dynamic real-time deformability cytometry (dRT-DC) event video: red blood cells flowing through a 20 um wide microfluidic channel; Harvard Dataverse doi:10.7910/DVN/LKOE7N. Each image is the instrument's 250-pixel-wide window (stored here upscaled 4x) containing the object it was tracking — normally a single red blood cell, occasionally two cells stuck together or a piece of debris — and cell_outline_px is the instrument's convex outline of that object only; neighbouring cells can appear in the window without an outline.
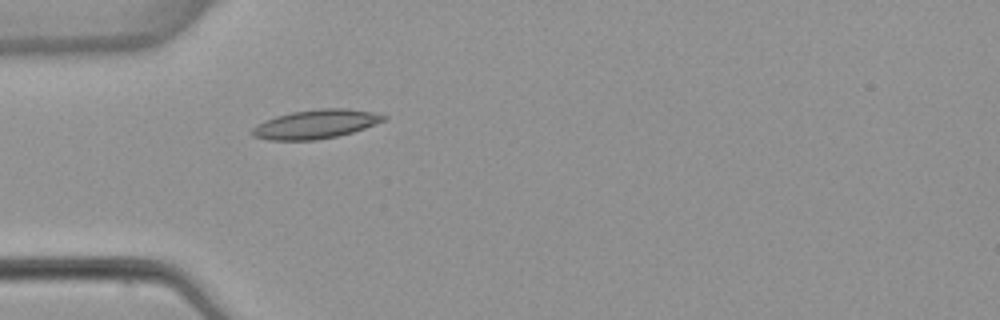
{"species": "common noctule bat (a hibernating species)", "species_latin": "Nyctalus noctula", "temperature_condition": "warm", "stored_images_in_passage": 5, "camera_frame_rate_fps": 3000, "um_per_image_px": 0.085, "animal": {"sex": "female", "body_mass_g": 22.7, "forearm_length_mm": 54.2}, "frame": {"image": 1, "passage_image": 5, "time_ms": 5.0, "image_size_px": [1000, 320], "cell_outline_px": [[388, 116], [384, 120], [364, 128], [352, 132], [336, 136], [316, 140], [268, 140], [252, 136], [248, 132], [256, 124], [264, 120], [276, 116], [292, 112], [320, 108], [348, 108], [372, 112]], "centroid_in_image_um": [26.77, 10.55], "position_along_channel_um": 58.2, "area_um2": 22.2}}